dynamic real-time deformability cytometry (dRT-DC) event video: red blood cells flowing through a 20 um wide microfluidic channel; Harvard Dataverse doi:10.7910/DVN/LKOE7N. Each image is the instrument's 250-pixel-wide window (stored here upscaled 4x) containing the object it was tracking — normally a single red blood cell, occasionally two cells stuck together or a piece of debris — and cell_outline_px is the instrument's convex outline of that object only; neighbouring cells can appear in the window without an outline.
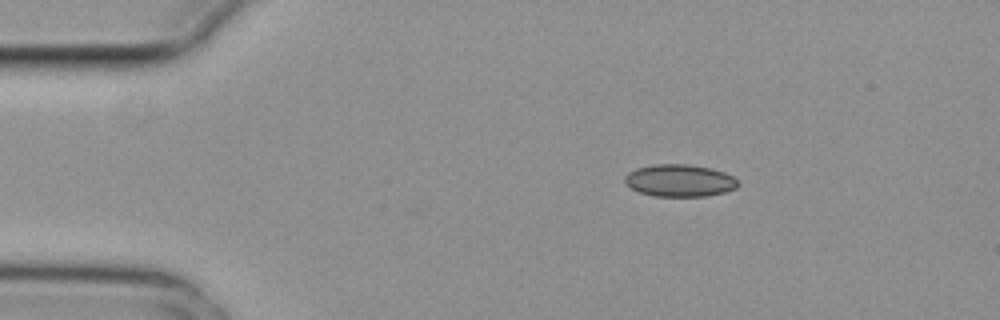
{"species": "common noctule bat (a hibernating species)", "species_latin": "Nyctalus noctula", "temperature_condition": "cold", "stored_images_in_passage": 4, "camera_frame_rate_fps": 3000, "um_per_image_px": 0.085, "animal": {"sex": "female", "body_mass_g": 29.2, "forearm_length_mm": 56.3}, "frame": {"image": 1, "passage_image": 2, "time_ms": 0.333, "image_size_px": [1000, 320], "cell_outline_px": [[740, 184], [736, 188], [724, 192], [704, 196], [656, 196], [640, 192], [632, 188], [624, 180], [624, 176], [628, 172], [636, 168], [656, 164], [688, 164], [712, 168], [724, 172], [732, 176]], "centroid_in_image_um": [57.78, 15.33], "position_along_channel_um": 27.2, "area_um2": 21.15}}
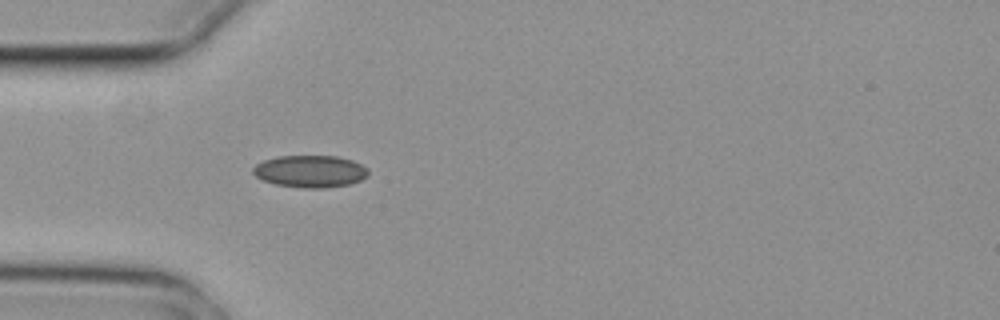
{"frame": {"image": 2, "passage_image": 4, "time_ms": 1.0, "image_size_px": [1000, 320], "cell_outline_px": [[368, 176], [360, 180], [348, 184], [328, 188], [300, 188], [276, 184], [264, 180], [256, 176], [252, 172], [252, 168], [256, 164], [264, 160], [276, 156], [336, 156], [352, 160], [368, 168]], "centroid_in_image_um": [26.36, 14.56], "position_along_channel_um": 58.6, "area_um2": 21.62}}